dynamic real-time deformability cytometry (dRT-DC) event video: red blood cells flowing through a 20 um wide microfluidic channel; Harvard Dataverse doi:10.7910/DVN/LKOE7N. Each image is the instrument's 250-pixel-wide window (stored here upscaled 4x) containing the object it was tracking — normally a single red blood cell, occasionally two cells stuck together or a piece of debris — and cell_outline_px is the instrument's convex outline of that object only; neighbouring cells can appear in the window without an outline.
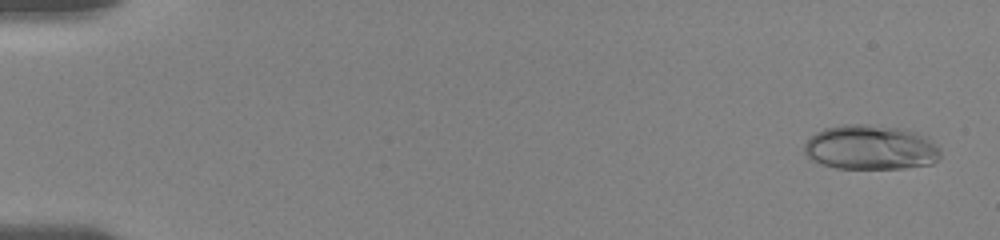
{"species": "human", "species_latin": "Homo sapiens", "temperature_condition": "room temperature", "stored_images_in_passage": 5, "camera_frame_rate_fps": 3000, "um_per_image_px": 0.085, "donor": {"sex": "female"}, "frame": {"image": 1, "passage_image": 1, "time_ms": 0.0, "image_size_px": [1000, 240], "cell_outline_px": [[940, 156], [932, 164], [904, 168], [836, 168], [812, 160], [804, 152], [804, 144], [816, 132], [824, 128], [844, 124], [868, 124], [904, 128], [916, 132], [924, 136], [940, 148]], "centroid_in_image_um": [74.0, 12.52], "position_along_channel_um": 11.0, "area_um2": 35.43}}
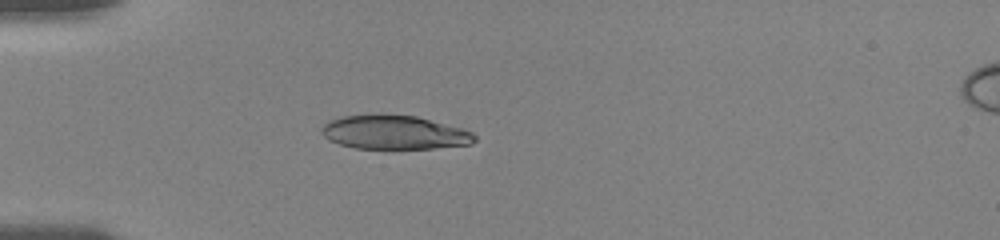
{"frame": {"image": 2, "passage_image": 5, "time_ms": 4.667, "image_size_px": [1000, 240], "cell_outline_px": [[476, 140], [472, 144], [432, 148], [356, 148], [340, 144], [328, 140], [320, 132], [320, 128], [324, 124], [332, 120], [344, 116], [416, 116], [464, 128], [472, 132], [476, 136]], "centroid_in_image_um": [33.56, 11.27], "position_along_channel_um": 51.4, "area_um2": 29.65}}